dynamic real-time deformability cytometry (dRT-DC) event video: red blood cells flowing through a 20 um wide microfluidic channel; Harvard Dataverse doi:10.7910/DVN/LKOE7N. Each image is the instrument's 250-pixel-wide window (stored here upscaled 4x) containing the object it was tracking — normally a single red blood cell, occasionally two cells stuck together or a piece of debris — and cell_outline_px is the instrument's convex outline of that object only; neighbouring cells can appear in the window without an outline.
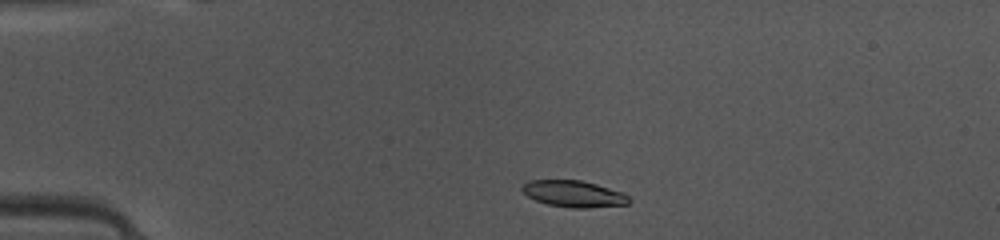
{"species": "common noctule bat (a hibernating species)", "species_latin": "Nyctalus noctula", "temperature_condition": "warm", "stored_images_in_passage": 41, "camera_frame_rate_fps": 3000, "um_per_image_px": 0.085, "animal": {"sex": "female", "body_mass_g": 10.0, "forearm_length_mm": 53.1}, "frame": {"image": 1, "passage_image": 3, "time_ms": 0.667, "image_size_px": [1000, 240], "cell_outline_px": [[632, 200], [628, 204], [588, 208], [572, 208], [548, 204], [536, 200], [528, 196], [520, 188], [528, 180], [580, 180], [596, 184], [624, 192]], "centroid_in_image_um": [48.8, 16.47], "position_along_channel_um": 36.2, "area_um2": 16.53}}
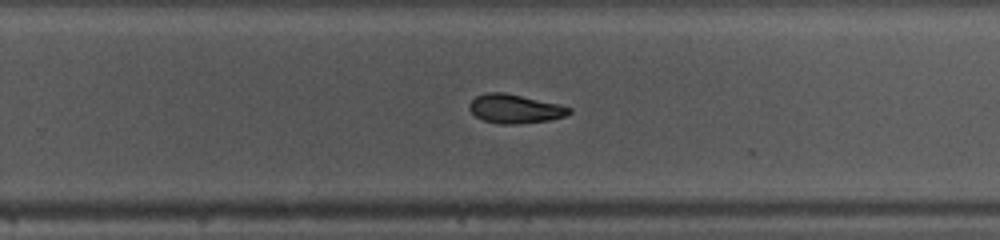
{"frame": {"image": 2, "passage_image": 24, "time_ms": 7.667, "image_size_px": [1000, 240], "cell_outline_px": [[572, 112], [564, 116], [548, 120], [516, 124], [496, 124], [484, 120], [476, 116], [468, 108], [468, 104], [476, 96], [488, 92], [504, 92], [556, 104], [572, 108]], "centroid_in_image_um": [43.72, 9.25], "position_along_channel_um": 286.1, "area_um2": 16.59}}
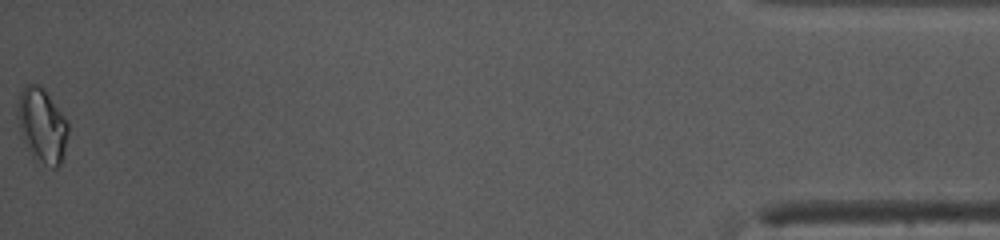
{"frame": {"image": 3, "passage_image": 41, "time_ms": 13.333, "image_size_px": [1000, 240], "cell_outline_px": [[68, 132], [64, 152], [60, 164], [56, 168], [52, 168], [32, 160], [24, 140], [20, 128], [16, 112], [16, 108], [20, 92], [24, 84], [36, 84], [44, 88], [64, 116], [68, 124]], "centroid_in_image_um": [3.56, 10.68], "position_along_channel_um": 431.6, "area_um2": 22.14}, "authors_computed_cell_mechanics": {"area_um2": 16.9932, "velocity_mm_per_s": 4.1193, "shape_relaxation_time_tau1_ms": null, "shape_relaxation_time_tau2_ms": 6.6188, "deformation_change_tau1": null, "deformation_change_tau2": 0.1135}}